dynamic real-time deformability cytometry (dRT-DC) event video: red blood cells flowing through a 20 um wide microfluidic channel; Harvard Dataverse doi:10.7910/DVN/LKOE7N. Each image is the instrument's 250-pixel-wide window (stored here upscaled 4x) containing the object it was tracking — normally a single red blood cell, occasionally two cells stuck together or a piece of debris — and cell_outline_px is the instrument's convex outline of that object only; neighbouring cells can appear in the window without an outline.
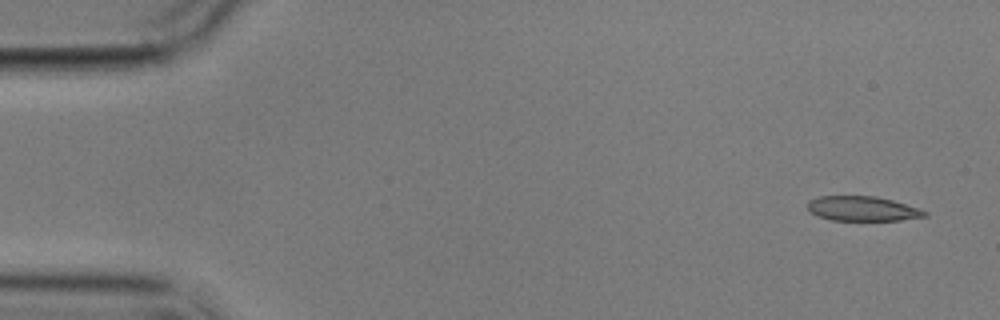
{"species": "common noctule bat (a hibernating species)", "species_latin": "Nyctalus noctula", "temperature_condition": "cold", "stored_images_in_passage": 2, "camera_frame_rate_fps": 3000, "um_per_image_px": 0.085, "animal": {"sex": "male", "body_mass_g": 17.9}, "frame": {"image": 1, "passage_image": 1, "time_ms": 0.0, "image_size_px": [1000, 320], "cell_outline_px": [[928, 216], [900, 220], [832, 220], [816, 216], [808, 212], [808, 200], [820, 196], [876, 196], [892, 200], [920, 208], [928, 212]], "centroid_in_image_um": [73.3, 17.73], "position_along_channel_um": 11.7, "area_um2": 16.99}}